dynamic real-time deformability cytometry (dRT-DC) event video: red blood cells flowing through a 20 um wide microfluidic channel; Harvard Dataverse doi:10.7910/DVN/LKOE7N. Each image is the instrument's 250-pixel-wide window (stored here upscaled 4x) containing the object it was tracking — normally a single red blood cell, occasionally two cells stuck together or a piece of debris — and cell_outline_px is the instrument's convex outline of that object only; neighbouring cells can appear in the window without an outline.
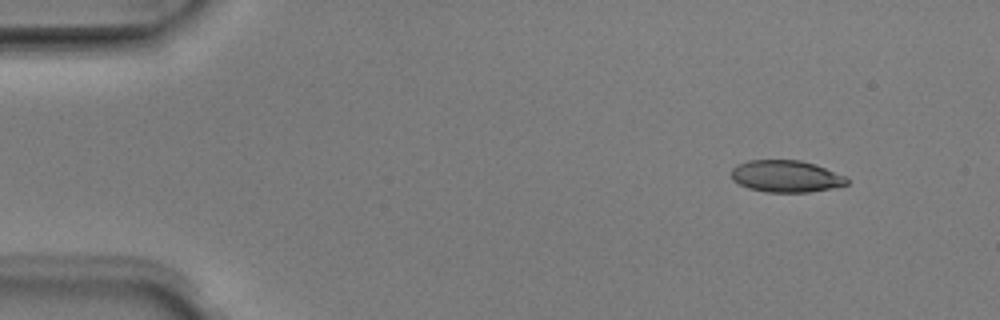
{"species": "Egyptian fruit bat (a non-hibernating species)", "species_latin": "Rousettus aegyptiacus", "temperature_condition": "room temperature", "stored_images_in_passage": 7, "camera_frame_rate_fps": 3000, "um_per_image_px": 0.085, "animal": {"sex": "male"}, "frame": {"image": 1, "passage_image": 1, "time_ms": 0.0, "image_size_px": [1000, 320], "cell_outline_px": [[848, 184], [832, 188], [808, 192], [764, 192], [748, 188], [732, 180], [732, 168], [736, 164], [748, 160], [800, 160], [816, 164], [844, 176], [848, 180]], "centroid_in_image_um": [66.78, 14.98], "position_along_channel_um": 18.2, "area_um2": 21.5}}
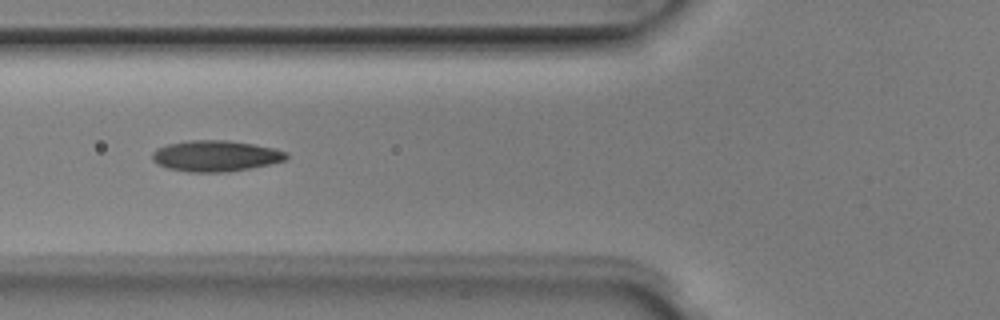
{"frame": {"image": 2, "passage_image": 5, "time_ms": 1.333, "image_size_px": [1000, 320], "cell_outline_px": [[288, 160], [228, 172], [188, 172], [168, 168], [152, 160], [152, 152], [156, 148], [168, 144], [188, 140], [228, 140], [276, 148], [288, 152]], "centroid_in_image_um": [18.34, 13.25], "position_along_channel_um": 107.5, "area_um2": 24.28}}
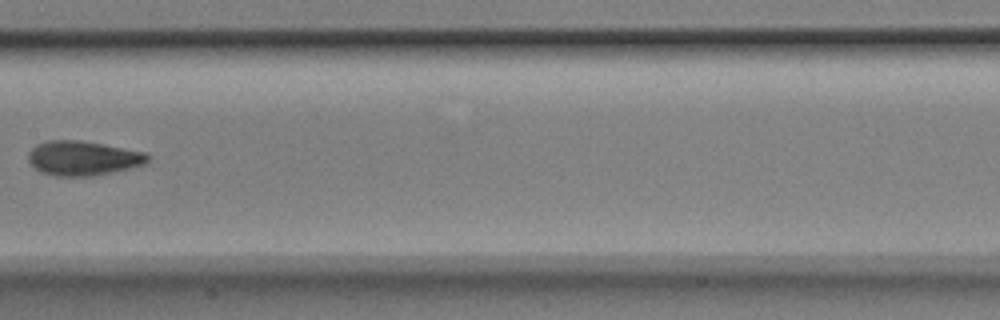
{"frame": {"image": 3, "passage_image": 7, "time_ms": 2.0, "image_size_px": [1000, 320], "cell_outline_px": [[148, 160], [144, 164], [112, 172], [92, 176], [52, 176], [40, 172], [28, 160], [28, 152], [36, 144], [44, 140], [80, 140], [104, 144], [144, 152], [148, 156]], "centroid_in_image_um": [6.99, 13.44], "position_along_channel_um": 200.4, "area_um2": 23.99}}